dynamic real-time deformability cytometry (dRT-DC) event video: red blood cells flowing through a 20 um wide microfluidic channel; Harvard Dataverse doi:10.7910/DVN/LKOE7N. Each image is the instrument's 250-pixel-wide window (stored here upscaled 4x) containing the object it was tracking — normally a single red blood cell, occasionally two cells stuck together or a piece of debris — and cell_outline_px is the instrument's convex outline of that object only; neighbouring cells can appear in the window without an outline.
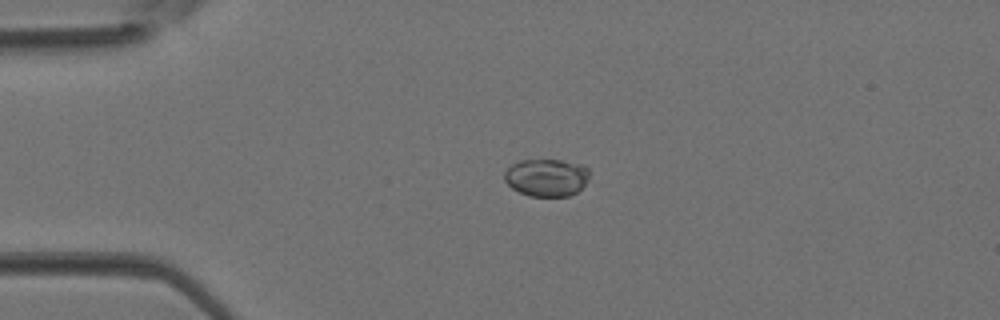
{"species": "Egyptian fruit bat (a non-hibernating species)", "species_latin": "Rousettus aegyptiacus", "temperature_condition": "room temperature", "stored_images_in_passage": 4, "camera_frame_rate_fps": 3000, "um_per_image_px": 0.085, "animal": {"sex": "female"}, "frame": {"image": 1, "passage_image": 3, "time_ms": 0.667, "image_size_px": [1000, 320], "cell_outline_px": [[588, 176], [584, 184], [576, 192], [568, 196], [528, 196], [512, 188], [504, 180], [504, 172], [512, 164], [520, 160], [560, 160], [584, 164], [588, 168]], "centroid_in_image_um": [46.44, 15.08], "position_along_channel_um": 38.6, "area_um2": 18.55}}